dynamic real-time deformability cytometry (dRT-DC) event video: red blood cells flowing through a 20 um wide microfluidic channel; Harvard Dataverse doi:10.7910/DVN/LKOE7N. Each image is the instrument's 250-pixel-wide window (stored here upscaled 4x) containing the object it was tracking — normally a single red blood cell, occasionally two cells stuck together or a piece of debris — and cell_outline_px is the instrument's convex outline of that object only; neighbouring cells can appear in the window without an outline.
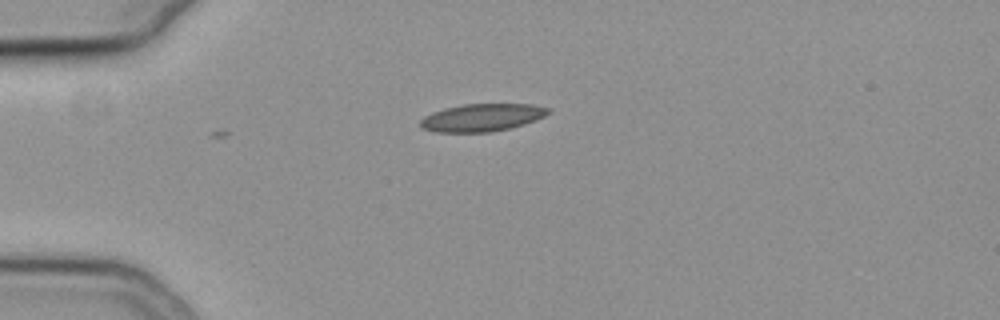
{"species": "common noctule bat (a hibernating species)", "species_latin": "Nyctalus noctula", "temperature_condition": "cold", "stored_images_in_passage": 2, "camera_frame_rate_fps": 3000, "um_per_image_px": 0.085, "animal": {"sex": "female", "body_mass_g": 19.3, "forearm_length_mm": 54.1}, "frame": {"image": 1, "passage_image": 2, "time_ms": 0.333, "image_size_px": [1000, 320], "cell_outline_px": [[552, 112], [536, 120], [524, 124], [508, 128], [488, 132], [436, 132], [424, 128], [420, 124], [420, 120], [424, 116], [432, 112], [444, 108], [464, 104], [532, 104], [552, 108]], "centroid_in_image_um": [41.01, 9.98], "position_along_channel_um": 44.0, "area_um2": 20.58}}